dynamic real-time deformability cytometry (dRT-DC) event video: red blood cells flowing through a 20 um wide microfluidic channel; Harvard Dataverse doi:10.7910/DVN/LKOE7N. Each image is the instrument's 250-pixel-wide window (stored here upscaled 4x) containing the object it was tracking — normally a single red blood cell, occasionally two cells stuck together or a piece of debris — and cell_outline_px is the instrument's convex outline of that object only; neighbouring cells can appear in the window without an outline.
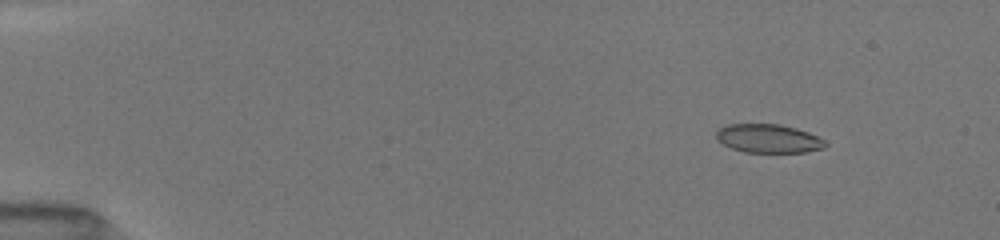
{"species": "common noctule bat (a hibernating species)", "species_latin": "Nyctalus noctula", "temperature_condition": "room temperature", "stored_images_in_passage": 65, "camera_frame_rate_fps": 3000, "um_per_image_px": 0.085, "animal": {"sex": "female", "body_mass_g": 19.5, "forearm_length_mm": 54.1}, "frame": {"image": 1, "passage_image": 12, "time_ms": 2.0, "image_size_px": [1000, 240], "cell_outline_px": [[828, 144], [824, 148], [804, 152], [744, 152], [732, 148], [716, 140], [716, 128], [724, 124], [780, 124], [796, 128], [808, 132], [824, 140]], "centroid_in_image_um": [65.27, 11.76], "position_along_channel_um": 19.7, "area_um2": 18.32}}
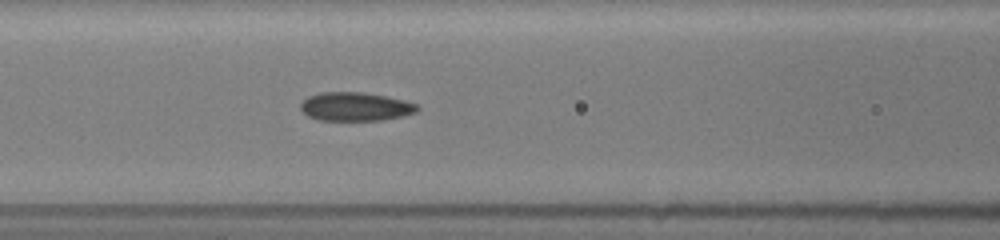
{"frame": {"image": 2, "passage_image": 28, "time_ms": 7.667, "image_size_px": [1000, 240], "cell_outline_px": [[420, 108], [416, 112], [404, 116], [384, 120], [320, 120], [308, 116], [300, 108], [300, 104], [308, 96], [320, 92], [364, 92], [404, 100], [420, 104]], "centroid_in_image_um": [30.25, 9.06], "position_along_channel_um": 136.4, "area_um2": 19.59}}
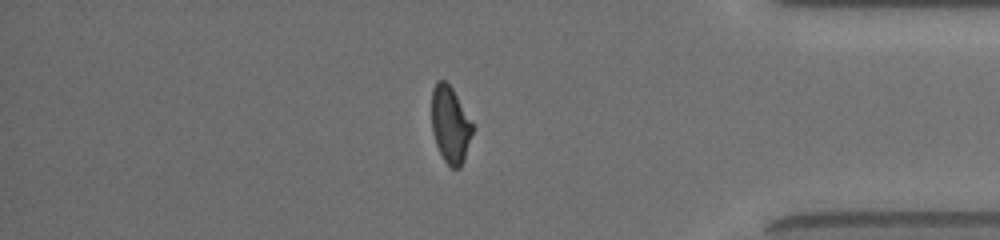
{"frame": {"image": 3, "passage_image": 56, "time_ms": 14.667, "image_size_px": [1000, 240], "cell_outline_px": [[476, 128], [464, 160], [460, 168], [452, 168], [444, 160], [436, 144], [432, 132], [432, 88], [436, 80], [444, 80], [452, 88]], "centroid_in_image_um": [38.3, 10.6], "position_along_channel_um": 396.9, "area_um2": 18.55}, "authors_computed_cell_mechanics": {"area_um2": 19.3052, "velocity_mm_per_s": 4.0751, "shape_relaxation_time_tau1_ms": 6.6602, "shape_relaxation_time_tau2_ms": 1.4133, "deformation_change_tau1": 0.1626, "deformation_change_tau2": 0.0749}}